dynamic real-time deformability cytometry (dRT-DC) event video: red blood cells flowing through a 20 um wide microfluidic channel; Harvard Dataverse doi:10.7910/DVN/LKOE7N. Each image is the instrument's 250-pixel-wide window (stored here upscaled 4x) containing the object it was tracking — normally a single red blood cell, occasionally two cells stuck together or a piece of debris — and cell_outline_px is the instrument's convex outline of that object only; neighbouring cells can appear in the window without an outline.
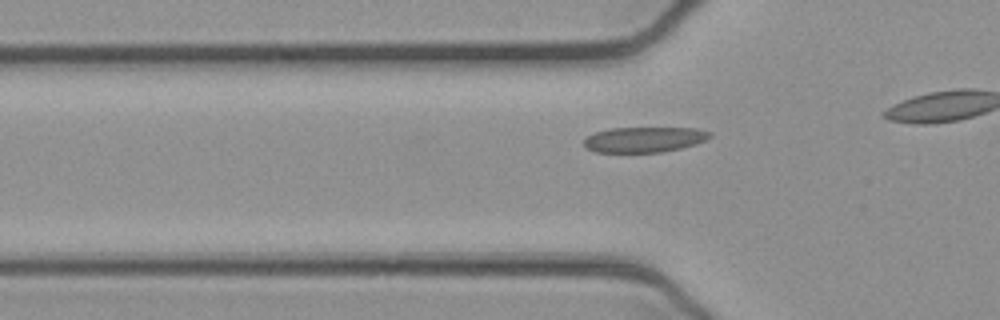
{"species": "common noctule bat (a hibernating species)", "species_latin": "Nyctalus noctula", "temperature_condition": "cold", "stored_images_in_passage": 32, "camera_frame_rate_fps": 3000, "um_per_image_px": 0.085, "animal": {"sex": "female", "body_mass_g": 21.9}, "frame": {"image": 1, "passage_image": 14, "time_ms": 4.333, "image_size_px": [1000, 320], "cell_outline_px": [[712, 136], [696, 144], [680, 148], [660, 152], [596, 152], [584, 148], [584, 136], [596, 132], [612, 128], [696, 128], [712, 132]], "centroid_in_image_um": [54.73, 11.86], "position_along_channel_um": 71.1, "area_um2": 18.67}}
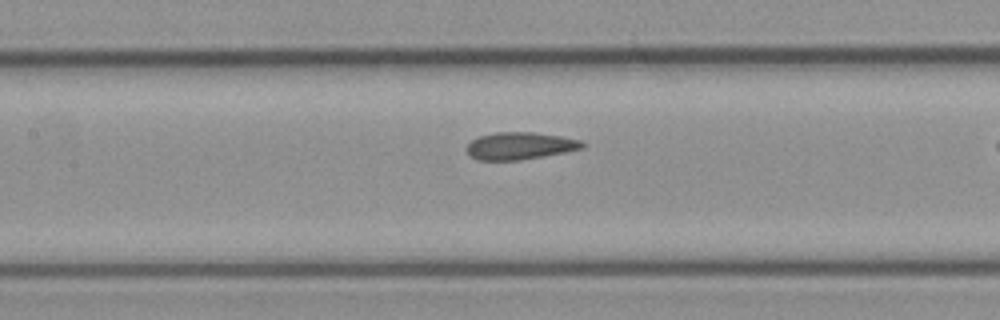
{"frame": {"image": 2, "passage_image": 21, "time_ms": 6.667, "image_size_px": [1000, 320], "cell_outline_px": [[588, 144], [584, 148], [544, 156], [520, 160], [476, 160], [464, 148], [472, 140], [480, 136], [496, 132], [532, 132], [560, 136], [580, 140]], "centroid_in_image_um": [44.21, 12.4], "position_along_channel_um": 163.2, "area_um2": 18.38}}
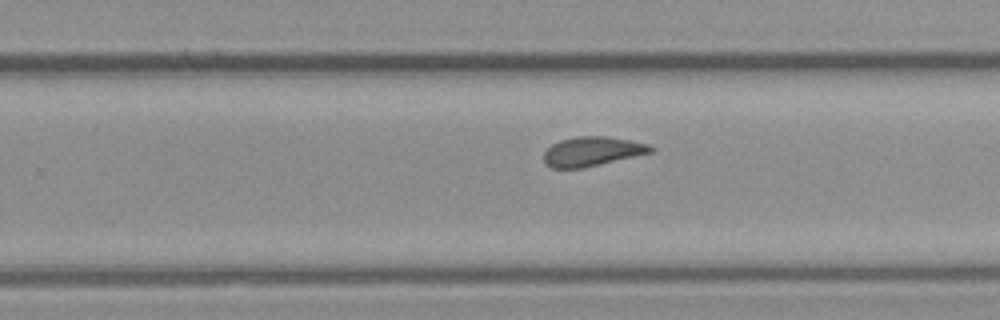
{"frame": {"image": 3, "passage_image": 30, "time_ms": 9.667, "image_size_px": [1000, 320], "cell_outline_px": [[656, 148], [652, 152], [584, 168], [552, 168], [544, 164], [544, 152], [552, 144], [560, 140], [576, 136], [608, 136], [648, 144]], "centroid_in_image_um": [50.31, 12.87], "position_along_channel_um": 279.5, "area_um2": 18.32}}